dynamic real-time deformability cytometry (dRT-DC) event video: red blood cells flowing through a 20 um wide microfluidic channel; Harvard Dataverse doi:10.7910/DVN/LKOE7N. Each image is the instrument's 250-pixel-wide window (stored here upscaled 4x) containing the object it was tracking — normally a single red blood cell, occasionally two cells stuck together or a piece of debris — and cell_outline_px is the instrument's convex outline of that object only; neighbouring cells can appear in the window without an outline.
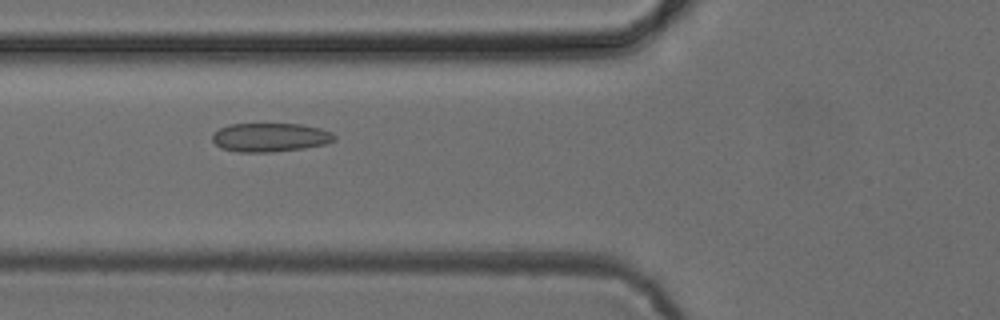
{"species": "common noctule bat (a hibernating species)", "species_latin": "Nyctalus noctula", "temperature_condition": "cold", "stored_images_in_passage": 5, "camera_frame_rate_fps": 3000, "um_per_image_px": 0.085, "animal": {"sex": "female", "body_mass_g": 24.6, "forearm_length_mm": 56.2}, "frame": {"image": 1, "passage_image": 3, "time_ms": 2.333, "image_size_px": [1000, 320], "cell_outline_px": [[336, 140], [324, 144], [304, 148], [272, 152], [236, 152], [220, 148], [212, 140], [212, 132], [228, 124], [300, 124], [320, 128], [332, 132], [336, 136]], "centroid_in_image_um": [22.94, 11.68], "position_along_channel_um": 102.9, "area_um2": 20.63}}
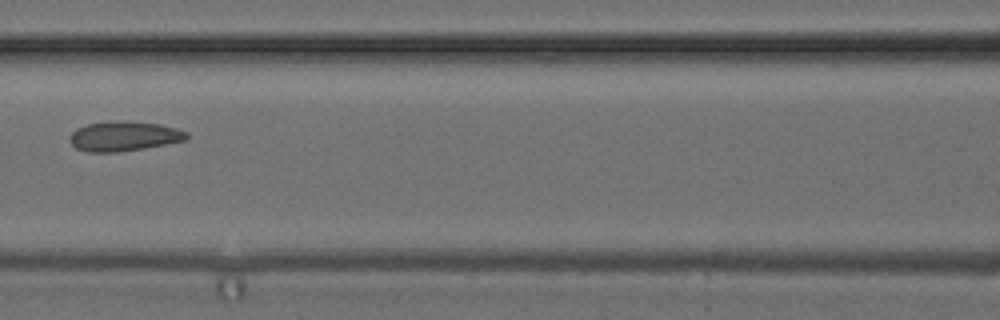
{"frame": {"image": 2, "passage_image": 4, "time_ms": 3.667, "image_size_px": [1000, 320], "cell_outline_px": [[188, 136], [184, 140], [144, 148], [116, 152], [88, 152], [76, 148], [68, 140], [68, 136], [76, 128], [88, 124], [120, 120], [124, 120], [160, 124], [176, 128], [188, 132]], "centroid_in_image_um": [10.5, 11.57], "position_along_channel_um": 156.1, "area_um2": 20.23}}
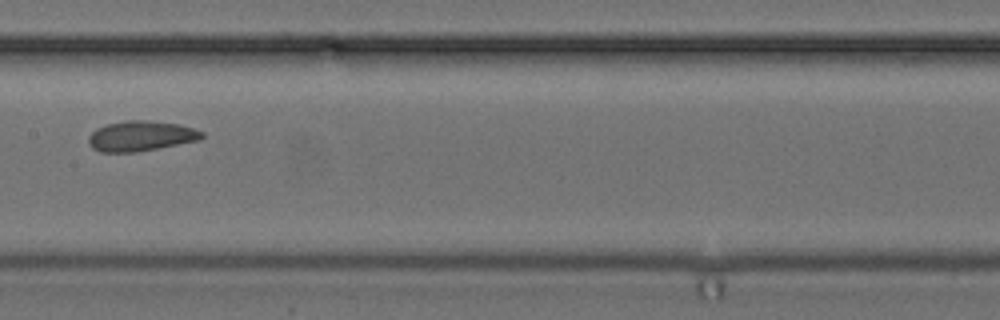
{"frame": {"image": 3, "passage_image": 5, "time_ms": 4.667, "image_size_px": [1000, 320], "cell_outline_px": [[204, 136], [200, 140], [136, 152], [100, 152], [92, 148], [88, 144], [88, 136], [96, 128], [108, 124], [128, 120], [148, 120], [180, 124], [204, 132]], "centroid_in_image_um": [11.96, 11.56], "position_along_channel_um": 195.4, "area_um2": 20.0}}